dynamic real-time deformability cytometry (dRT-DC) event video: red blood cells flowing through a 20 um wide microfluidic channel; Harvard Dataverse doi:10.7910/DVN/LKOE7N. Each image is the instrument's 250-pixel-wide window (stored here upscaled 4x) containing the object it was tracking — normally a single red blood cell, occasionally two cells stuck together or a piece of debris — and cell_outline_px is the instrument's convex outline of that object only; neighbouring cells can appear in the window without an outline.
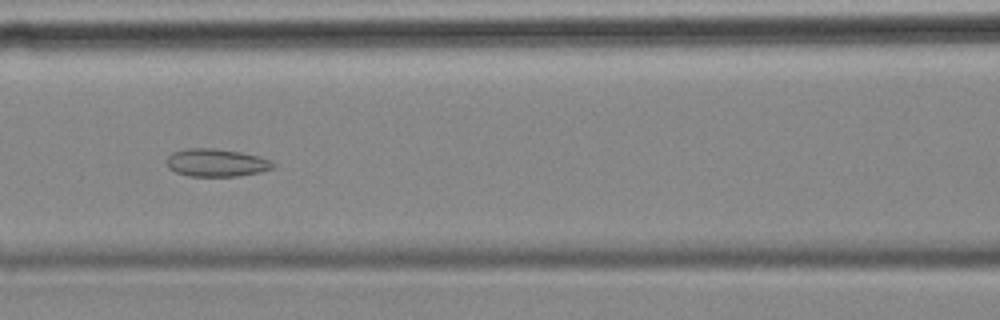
{"species": "common noctule bat (a hibernating species)", "species_latin": "Nyctalus noctula", "temperature_condition": "cold", "stored_images_in_passage": 56, "camera_frame_rate_fps": 3000, "um_per_image_px": 0.085, "animal": {"sex": "female", "body_mass_g": 18.4}, "frame": {"image": 1, "passage_image": 23, "time_ms": 7.333, "image_size_px": [1000, 320], "cell_outline_px": [[276, 164], [272, 168], [260, 172], [236, 176], [188, 176], [176, 172], [168, 168], [168, 156], [172, 152], [184, 148], [216, 148], [240, 152], [260, 156], [272, 160]], "centroid_in_image_um": [18.4, 13.82], "position_along_channel_um": 148.2, "area_um2": 17.34}}
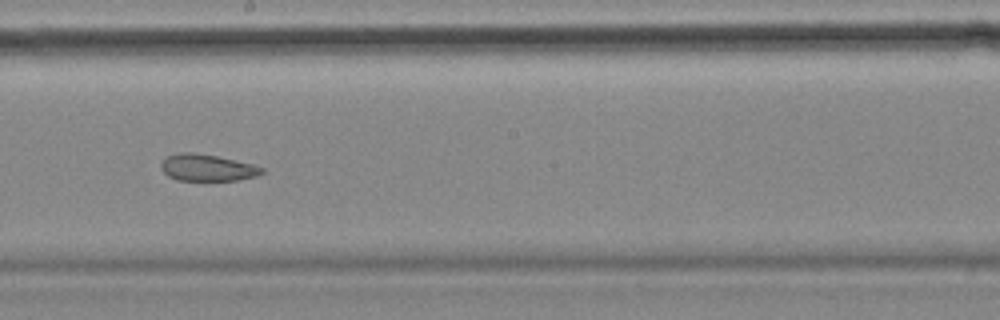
{"frame": {"image": 2, "passage_image": 30, "time_ms": 9.667, "image_size_px": [1000, 320], "cell_outline_px": [[264, 172], [256, 176], [240, 180], [176, 180], [168, 176], [160, 168], [160, 164], [168, 156], [180, 152], [196, 152], [216, 156], [252, 164], [264, 168]], "centroid_in_image_um": [17.61, 14.25], "position_along_channel_um": 230.6, "area_um2": 15.66}}
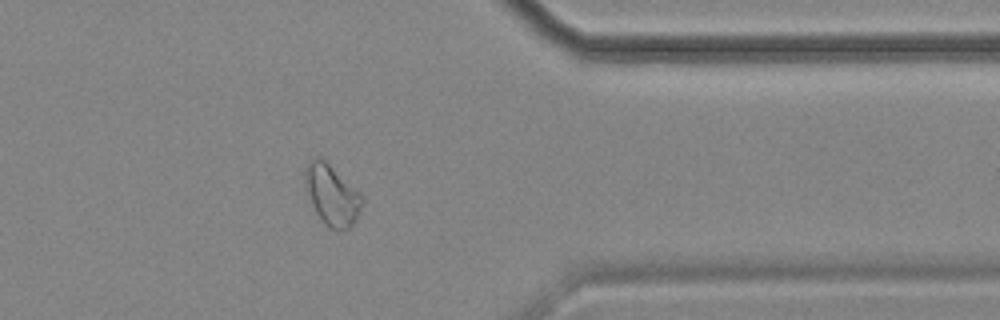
{"frame": {"image": 3, "passage_image": 44, "time_ms": 14.333, "image_size_px": [1000, 320], "cell_outline_px": [[364, 204], [356, 220], [348, 228], [328, 228], [324, 224], [316, 212], [312, 204], [304, 180], [304, 168], [312, 156], [320, 156], [360, 192], [364, 200]], "centroid_in_image_um": [28.21, 16.54], "position_along_channel_um": 383.2, "area_um2": 20.06}, "authors_computed_cell_mechanics": {"area_um2": 21.097, "velocity_mm_per_s": 3.5549, "shape_relaxation_time_tau1_ms": null, "shape_relaxation_time_tau2_ms": 2.3747, "deformation_change_tau1": null, "deformation_change_tau2": 0.081}}